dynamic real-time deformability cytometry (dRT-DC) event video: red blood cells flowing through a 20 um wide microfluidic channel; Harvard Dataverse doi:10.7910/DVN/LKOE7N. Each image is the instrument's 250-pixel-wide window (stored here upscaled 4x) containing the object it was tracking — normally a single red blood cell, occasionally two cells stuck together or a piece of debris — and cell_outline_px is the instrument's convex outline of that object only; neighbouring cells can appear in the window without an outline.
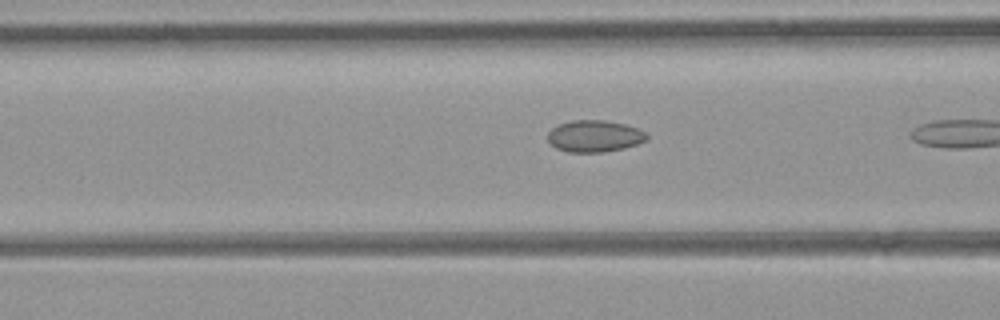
{"species": "common noctule bat (a hibernating species)", "species_latin": "Nyctalus noctula", "temperature_condition": "room temperature", "stored_images_in_passage": 6, "camera_frame_rate_fps": 3000, "um_per_image_px": 0.085, "animal": {"sex": "female", "body_mass_g": 21.9}, "frame": {"image": 1, "passage_image": 5, "time_ms": 1.333, "image_size_px": [1000, 320], "cell_outline_px": [[648, 140], [624, 148], [604, 152], [568, 152], [556, 148], [548, 140], [548, 132], [552, 128], [560, 124], [572, 120], [604, 120], [624, 124], [636, 128], [644, 132], [648, 136]], "centroid_in_image_um": [50.53, 11.57], "position_along_channel_um": 116.1, "area_um2": 18.21}}